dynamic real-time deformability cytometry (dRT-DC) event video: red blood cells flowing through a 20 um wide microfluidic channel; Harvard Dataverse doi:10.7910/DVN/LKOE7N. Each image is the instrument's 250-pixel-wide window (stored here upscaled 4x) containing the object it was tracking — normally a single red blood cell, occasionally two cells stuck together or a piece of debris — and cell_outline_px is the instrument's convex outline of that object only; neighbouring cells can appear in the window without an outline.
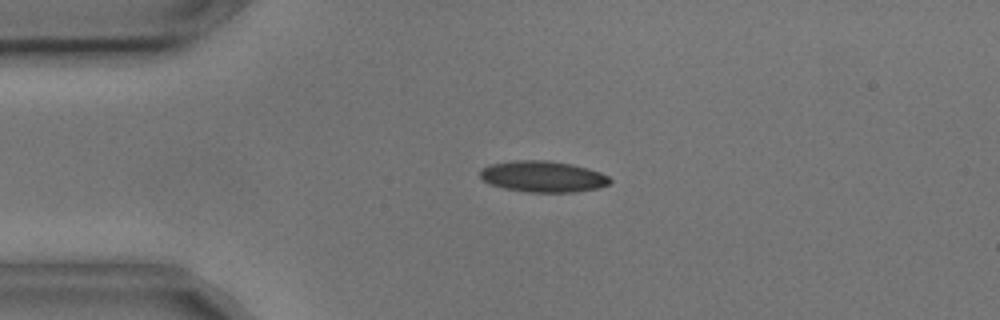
{"species": "common noctule bat (a hibernating species)", "species_latin": "Nyctalus noctula", "temperature_condition": "cold", "stored_images_in_passage": 2, "camera_frame_rate_fps": 3000, "um_per_image_px": 0.085, "animal": {"sex": "male", "body_mass_g": 17.9, "forearm_length_mm": 54.2}, "frame": {"image": 1, "passage_image": 1, "time_ms": 0.0, "image_size_px": [1000, 320], "cell_outline_px": [[612, 180], [608, 184], [596, 188], [572, 192], [528, 192], [504, 188], [492, 184], [484, 180], [480, 176], [480, 172], [488, 164], [516, 160], [548, 160], [572, 164], [588, 168], [600, 172], [608, 176]], "centroid_in_image_um": [46.16, 14.99], "position_along_channel_um": 38.8, "area_um2": 23.41}}